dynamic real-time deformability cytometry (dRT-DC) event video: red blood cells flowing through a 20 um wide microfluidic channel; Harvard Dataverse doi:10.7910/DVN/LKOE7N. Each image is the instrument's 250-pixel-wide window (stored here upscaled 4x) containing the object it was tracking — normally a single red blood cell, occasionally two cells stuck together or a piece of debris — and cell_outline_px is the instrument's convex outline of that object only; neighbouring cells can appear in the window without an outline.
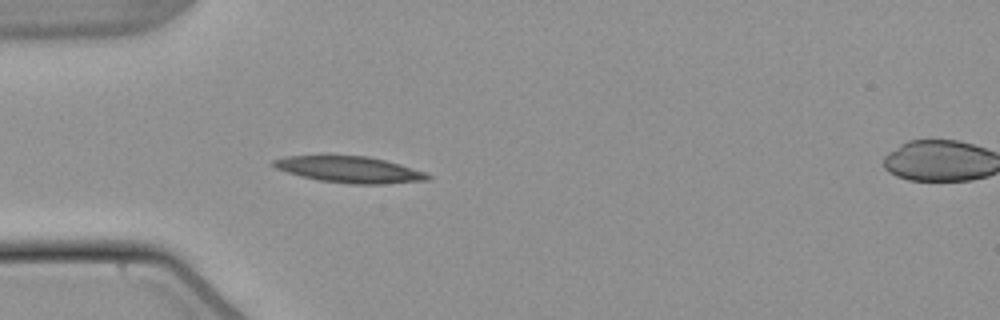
{"species": "common noctule bat (a hibernating species)", "species_latin": "Nyctalus noctula", "temperature_condition": "warm", "stored_images_in_passage": 17, "camera_frame_rate_fps": 3000, "um_per_image_px": 0.085, "animal": {"sex": "male", "body_mass_g": 21.5, "forearm_length_mm": 52.0}, "frame": {"image": 1, "passage_image": 6, "time_ms": 1.667, "image_size_px": [1000, 320], "cell_outline_px": [[432, 176], [428, 180], [384, 184], [352, 184], [320, 180], [300, 176], [276, 168], [268, 164], [272, 160], [284, 156], [368, 156], [400, 164], [424, 172]], "centroid_in_image_um": [29.68, 14.41], "position_along_channel_um": 55.3, "area_um2": 23.52}}
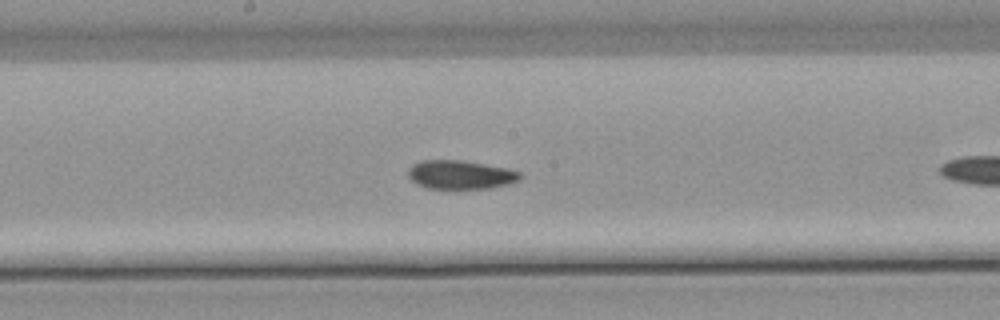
{"frame": {"image": 2, "passage_image": 15, "time_ms": 4.667, "image_size_px": [1000, 320], "cell_outline_px": [[524, 176], [520, 180], [508, 184], [488, 188], [428, 188], [416, 184], [408, 176], [408, 172], [412, 164], [420, 160], [460, 160], [508, 168], [520, 172]], "centroid_in_image_um": [39.15, 14.84], "position_along_channel_um": 209.0, "area_um2": 18.73}}